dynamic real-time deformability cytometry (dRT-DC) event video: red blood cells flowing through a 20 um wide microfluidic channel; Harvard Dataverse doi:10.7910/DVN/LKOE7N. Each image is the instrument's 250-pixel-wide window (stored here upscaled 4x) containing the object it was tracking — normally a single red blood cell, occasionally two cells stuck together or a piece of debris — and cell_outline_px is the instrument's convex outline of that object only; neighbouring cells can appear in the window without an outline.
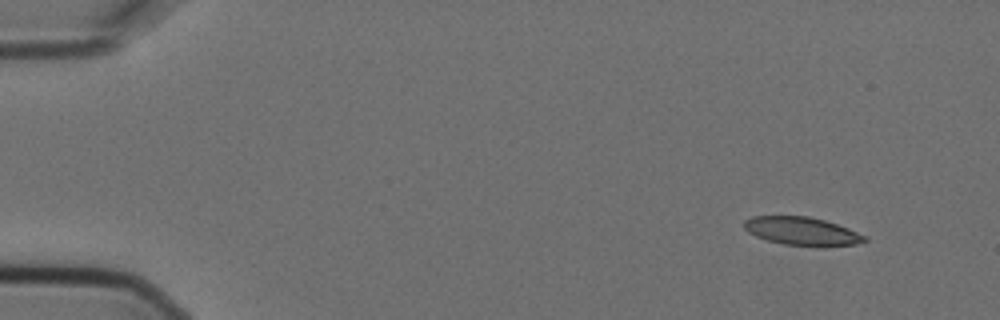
{"species": "Egyptian fruit bat (a non-hibernating species)", "species_latin": "Rousettus aegyptiacus", "temperature_condition": "cold", "stored_images_in_passage": 5, "camera_frame_rate_fps": 3000, "um_per_image_px": 0.085, "animal": {"sex": "female"}, "frame": {"image": 1, "passage_image": 1, "time_ms": 0.0, "image_size_px": [1000, 320], "cell_outline_px": [[868, 240], [856, 244], [784, 244], [768, 240], [756, 236], [748, 232], [744, 228], [744, 220], [752, 216], [808, 216], [824, 220], [848, 228], [868, 236]], "centroid_in_image_um": [68.13, 19.61], "position_along_channel_um": 16.9, "area_um2": 19.13}}